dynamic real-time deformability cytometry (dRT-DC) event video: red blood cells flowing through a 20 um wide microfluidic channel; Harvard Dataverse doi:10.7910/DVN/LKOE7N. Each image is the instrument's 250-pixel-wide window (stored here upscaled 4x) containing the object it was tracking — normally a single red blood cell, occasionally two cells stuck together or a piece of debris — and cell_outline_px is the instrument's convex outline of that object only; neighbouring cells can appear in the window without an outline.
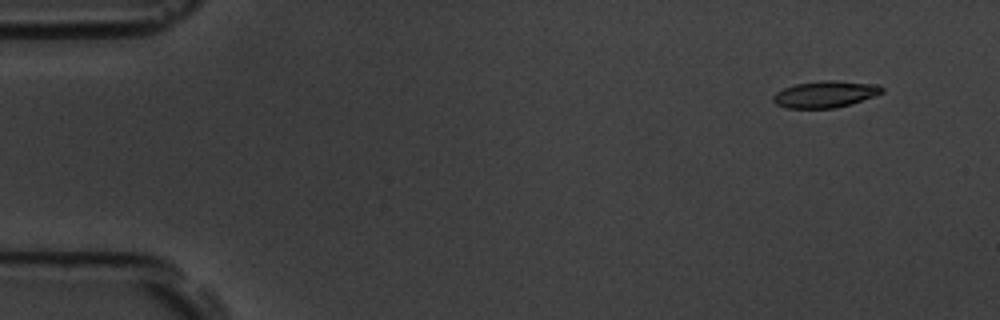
{"species": "common noctule bat (a hibernating species)", "species_latin": "Nyctalus noctula", "temperature_condition": "room temperature", "stored_images_in_passage": 4, "camera_frame_rate_fps": 3000, "um_per_image_px": 0.085, "animal": {"sex": "male", "body_mass_g": 19.5, "forearm_length_mm": 54.6}, "frame": {"image": 1, "passage_image": 1, "time_ms": 0.0, "image_size_px": [1000, 320], "cell_outline_px": [[884, 92], [876, 96], [852, 104], [836, 108], [788, 108], [776, 104], [772, 100], [772, 96], [776, 92], [784, 88], [796, 84], [824, 80], [832, 80], [880, 84], [884, 88]], "centroid_in_image_um": [70.2, 8.01], "position_along_channel_um": 14.8, "area_um2": 17.11}}
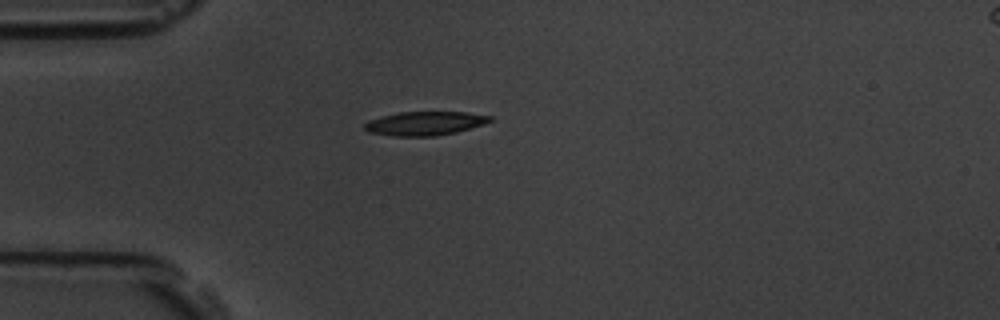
{"frame": {"image": 2, "passage_image": 4, "time_ms": 1.0, "image_size_px": [1000, 320], "cell_outline_px": [[492, 120], [484, 124], [456, 132], [436, 136], [392, 136], [368, 132], [364, 128], [364, 124], [368, 120], [400, 112], [468, 112], [492, 116]], "centroid_in_image_um": [36.12, 10.49], "position_along_channel_um": 48.9, "area_um2": 17.4}}